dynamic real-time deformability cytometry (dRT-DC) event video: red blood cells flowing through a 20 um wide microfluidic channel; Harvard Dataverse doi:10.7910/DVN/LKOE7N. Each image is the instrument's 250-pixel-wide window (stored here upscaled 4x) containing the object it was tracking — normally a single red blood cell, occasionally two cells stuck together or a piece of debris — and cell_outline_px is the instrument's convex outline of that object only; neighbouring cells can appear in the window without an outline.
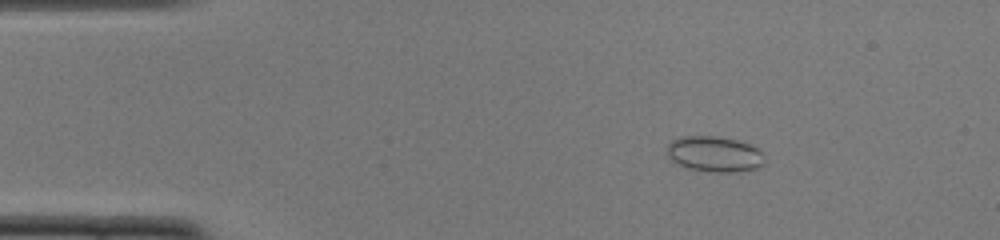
{"species": "common noctule bat (a hibernating species)", "species_latin": "Nyctalus noctula", "temperature_condition": "cold", "stored_images_in_passage": 51, "camera_frame_rate_fps": 3000, "um_per_image_px": 0.085, "animal": {"sex": "female", "body_mass_g": 22.0, "forearm_length_mm": 56.7}, "frame": {"image": 1, "passage_image": 8, "time_ms": 2.333, "image_size_px": [1000, 240], "cell_outline_px": [[764, 164], [756, 168], [736, 172], [708, 172], [688, 168], [676, 164], [668, 156], [668, 144], [672, 140], [680, 136], [716, 136], [736, 140], [748, 144], [756, 148], [760, 152]], "centroid_in_image_um": [60.68, 13.1], "position_along_channel_um": 24.3, "area_um2": 20.11}}
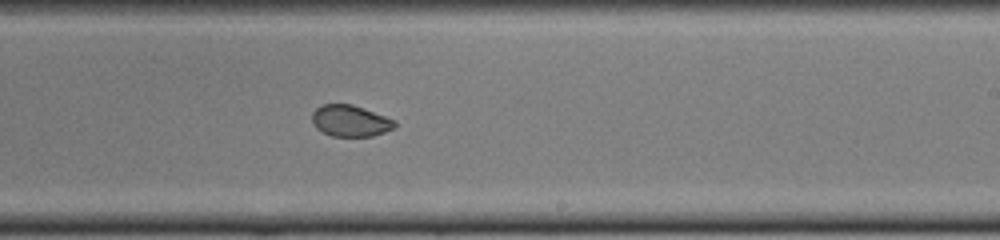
{"frame": {"image": 2, "passage_image": 31, "time_ms": 10.0, "image_size_px": [1000, 240], "cell_outline_px": [[396, 128], [372, 136], [332, 136], [316, 128], [312, 124], [312, 112], [320, 104], [352, 104], [364, 108], [396, 120]], "centroid_in_image_um": [29.78, 10.26], "position_along_channel_um": 259.2, "area_um2": 15.26}}
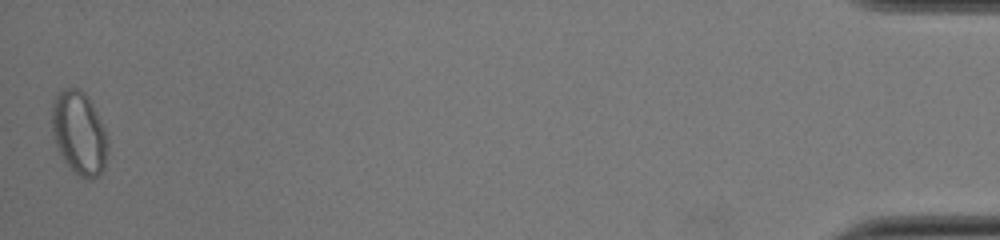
{"frame": {"image": 3, "passage_image": 51, "time_ms": 16.667, "image_size_px": [1000, 240], "cell_outline_px": [[108, 148], [104, 168], [96, 176], [88, 180], [80, 176], [64, 160], [56, 144], [52, 132], [52, 104], [56, 96], [64, 88], [80, 88], [88, 96], [104, 128], [108, 140]], "centroid_in_image_um": [6.73, 11.28], "position_along_channel_um": 428.5, "area_um2": 26.76}, "authors_computed_cell_mechanics": {"area_um2": 17.8024, "velocity_mm_per_s": 3.9214, "shape_relaxation_time_tau1_ms": null, "shape_relaxation_time_tau2_ms": 1.4689, "deformation_change_tau1": null, "deformation_change_tau2": 0.0369}}